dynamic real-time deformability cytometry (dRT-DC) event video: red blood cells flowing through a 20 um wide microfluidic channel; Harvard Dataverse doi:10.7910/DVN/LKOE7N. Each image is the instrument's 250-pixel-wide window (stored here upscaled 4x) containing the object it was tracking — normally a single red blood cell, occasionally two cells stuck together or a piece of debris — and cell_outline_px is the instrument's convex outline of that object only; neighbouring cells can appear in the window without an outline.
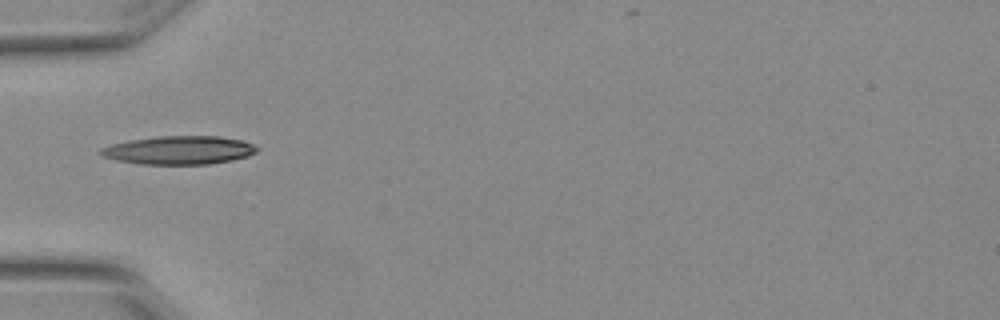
{"species": "Egyptian fruit bat (a non-hibernating species)", "species_latin": "Rousettus aegyptiacus", "temperature_condition": "warm", "stored_images_in_passage": 2, "camera_frame_rate_fps": 3000, "um_per_image_px": 0.085, "animal": {"sex": "female"}, "frame": {"image": 1, "passage_image": 1, "time_ms": 0.0, "image_size_px": [1000, 320], "cell_outline_px": [[260, 148], [256, 152], [248, 156], [232, 160], [208, 164], [140, 164], [116, 160], [104, 156], [100, 152], [100, 148], [112, 144], [128, 140], [156, 136], [220, 136], [240, 140], [252, 144]], "centroid_in_image_um": [15.23, 12.76], "position_along_channel_um": 69.8, "area_um2": 25.84}}